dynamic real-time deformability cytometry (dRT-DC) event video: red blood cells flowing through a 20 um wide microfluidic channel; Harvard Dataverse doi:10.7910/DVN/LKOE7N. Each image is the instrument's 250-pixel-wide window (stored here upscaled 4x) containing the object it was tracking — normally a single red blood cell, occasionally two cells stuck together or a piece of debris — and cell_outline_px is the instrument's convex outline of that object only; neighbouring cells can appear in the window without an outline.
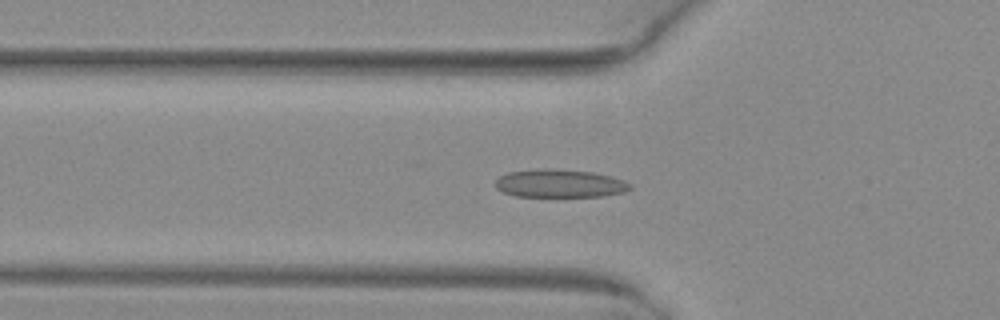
{"species": "common noctule bat (a hibernating species)", "species_latin": "Nyctalus noctula", "temperature_condition": "warm", "stored_images_in_passage": 50, "camera_frame_rate_fps": 3000, "um_per_image_px": 0.085, "animal": {"sex": "female", "body_mass_g": 29.2, "forearm_length_mm": 56.3}, "frame": {"image": 1, "passage_image": 17, "time_ms": 5.333, "image_size_px": [1000, 320], "cell_outline_px": [[632, 188], [624, 192], [604, 196], [516, 196], [504, 192], [496, 188], [496, 180], [500, 176], [508, 172], [544, 168], [552, 168], [592, 172], [612, 176], [624, 180], [632, 184]], "centroid_in_image_um": [47.62, 15.58], "position_along_channel_um": 78.2, "area_um2": 22.08}}
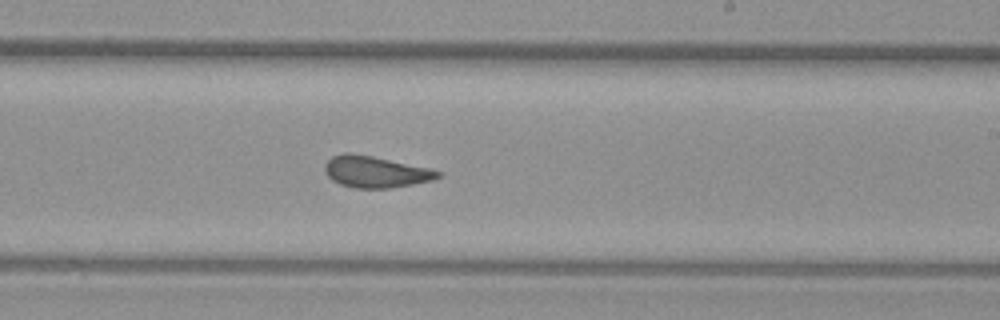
{"frame": {"image": 2, "passage_image": 30, "time_ms": 9.667, "image_size_px": [1000, 320], "cell_outline_px": [[444, 172], [440, 176], [432, 180], [412, 184], [388, 188], [352, 188], [340, 184], [332, 180], [324, 172], [324, 164], [332, 156], [344, 152], [352, 152], [372, 156], [428, 168]], "centroid_in_image_um": [31.87, 14.6], "position_along_channel_um": 257.1, "area_um2": 20.75}}
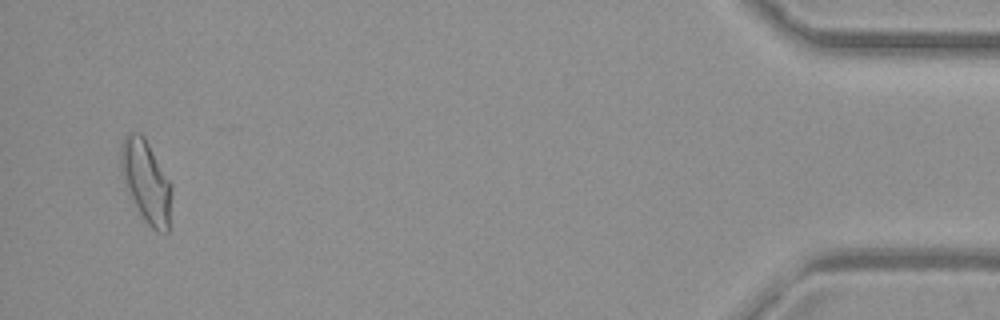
{"frame": {"image": 3, "passage_image": 48, "time_ms": 15.667, "image_size_px": [1000, 320], "cell_outline_px": [[172, 188], [168, 232], [156, 232], [144, 220], [128, 192], [124, 184], [120, 168], [120, 148], [124, 136], [128, 132], [140, 132], [144, 136], [172, 184]], "centroid_in_image_um": [12.41, 15.39], "position_along_channel_um": 422.8, "area_um2": 24.45}, "authors_computed_cell_mechanics": {"area_um2": 21.964, "velocity_mm_per_s": 4.1226, "shape_relaxation_time_tau1_ms": 10.3633, "shape_relaxation_time_tau2_ms": 1.6114, "deformation_change_tau1": 0.2277, "deformation_change_tau2": 0.07}}